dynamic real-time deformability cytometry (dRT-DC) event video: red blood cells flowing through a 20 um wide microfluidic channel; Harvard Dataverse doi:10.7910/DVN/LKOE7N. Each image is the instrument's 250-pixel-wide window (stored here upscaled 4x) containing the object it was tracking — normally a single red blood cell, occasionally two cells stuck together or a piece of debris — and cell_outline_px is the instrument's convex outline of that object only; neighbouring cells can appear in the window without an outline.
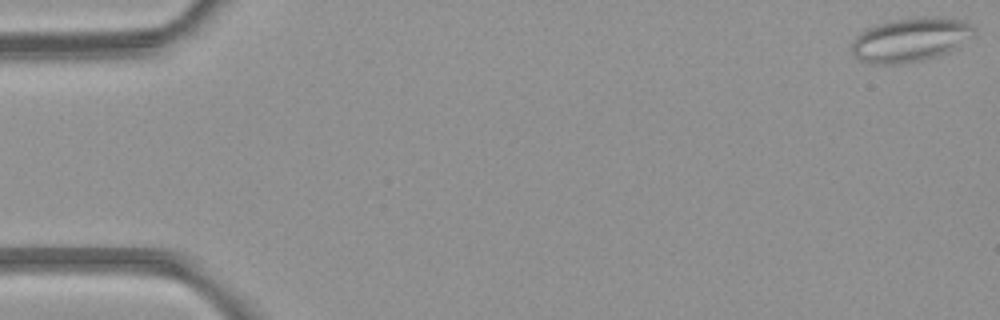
{"species": "common noctule bat (a hibernating species)", "species_latin": "Nyctalus noctula", "temperature_condition": "room temperature", "stored_images_in_passage": 5, "camera_frame_rate_fps": 3000, "um_per_image_px": 0.085, "animal": {"sex": "female", "body_mass_g": 21.9}, "frame": {"image": 1, "passage_image": 1, "time_ms": 0.0, "image_size_px": [1000, 320], "cell_outline_px": [[976, 32], [948, 52], [940, 56], [924, 60], [904, 64], [868, 64], [860, 60], [852, 52], [852, 44], [856, 36], [860, 32], [876, 24], [892, 20], [916, 16], [960, 20], [976, 28]], "centroid_in_image_um": [77.33, 3.39], "position_along_channel_um": 7.7, "area_um2": 31.21}}